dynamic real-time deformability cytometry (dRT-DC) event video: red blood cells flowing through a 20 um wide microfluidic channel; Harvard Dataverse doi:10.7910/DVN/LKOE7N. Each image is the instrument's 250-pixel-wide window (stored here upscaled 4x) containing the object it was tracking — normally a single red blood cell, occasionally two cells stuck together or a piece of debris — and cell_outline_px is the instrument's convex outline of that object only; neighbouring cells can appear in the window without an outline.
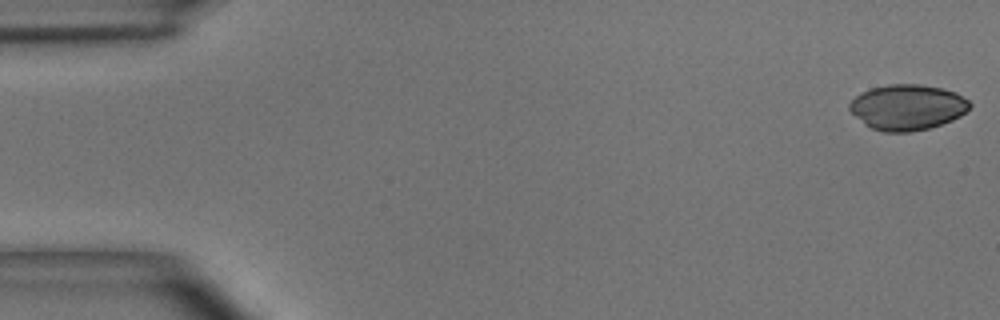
{"species": "common noctule bat (a hibernating species)", "species_latin": "Nyctalus noctula", "temperature_condition": "room temperature", "stored_images_in_passage": 14, "camera_frame_rate_fps": 3000, "um_per_image_px": 0.085, "animal": {"sex": "male", "body_mass_g": 15.6}, "frame": {"image": 1, "passage_image": 1, "time_ms": 0.0, "image_size_px": [1000, 320], "cell_outline_px": [[972, 104], [960, 116], [952, 120], [928, 128], [912, 132], [884, 132], [872, 128], [864, 124], [848, 108], [848, 104], [856, 96], [872, 88], [888, 84], [920, 84], [940, 88], [956, 92], [968, 100]], "centroid_in_image_um": [77.12, 9.11], "position_along_channel_um": 7.9, "area_um2": 31.67}}